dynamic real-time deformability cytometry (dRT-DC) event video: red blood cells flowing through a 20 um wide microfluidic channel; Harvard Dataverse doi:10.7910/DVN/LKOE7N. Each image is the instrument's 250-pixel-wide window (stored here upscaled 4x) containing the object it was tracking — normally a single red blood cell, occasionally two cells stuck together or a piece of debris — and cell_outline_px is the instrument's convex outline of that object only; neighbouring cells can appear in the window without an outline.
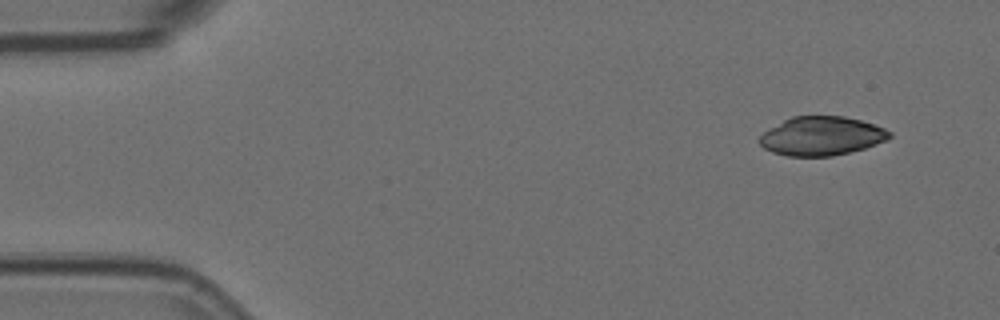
{"species": "Egyptian fruit bat (a non-hibernating species)", "species_latin": "Rousettus aegyptiacus", "temperature_condition": "room temperature", "stored_images_in_passage": 4, "camera_frame_rate_fps": 3000, "um_per_image_px": 0.085, "animal": {"sex": "female"}, "frame": {"image": 1, "passage_image": 1, "time_ms": 0.0, "image_size_px": [1000, 320], "cell_outline_px": [[892, 136], [888, 140], [864, 148], [832, 156], [788, 156], [772, 152], [764, 148], [756, 140], [764, 132], [784, 120], [792, 116], [844, 116], [860, 120], [884, 128], [892, 132]], "centroid_in_image_um": [69.83, 11.56], "position_along_channel_um": 15.2, "area_um2": 29.36}}